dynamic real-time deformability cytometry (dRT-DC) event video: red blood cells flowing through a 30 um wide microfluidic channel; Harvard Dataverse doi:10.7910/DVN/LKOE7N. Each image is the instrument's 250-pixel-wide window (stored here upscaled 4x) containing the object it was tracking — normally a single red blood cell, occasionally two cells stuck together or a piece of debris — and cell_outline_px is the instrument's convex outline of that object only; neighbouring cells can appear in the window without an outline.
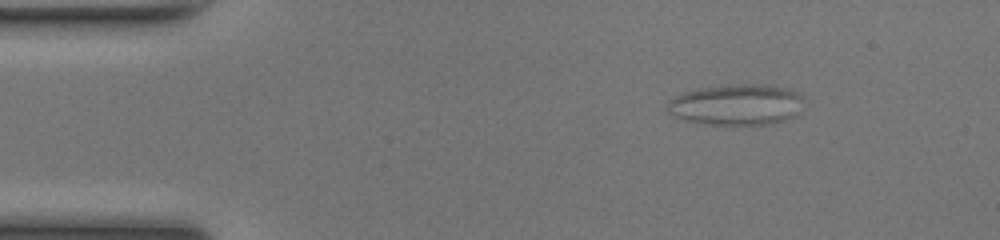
{"species": "common noctule bat (a hibernating species)", "species_latin": "Nyctalus noctula", "temperature_condition": "room temperature", "stored_images_in_passage": 52, "camera_frame_rate_fps": 3000, "um_per_image_px": 0.085, "animal": {"sex": "female", "body_mass_g": 17.0, "forearm_length_mm": 48.0}, "frame": {"image": 1, "passage_image": 7, "time_ms": 2.0, "image_size_px": [1000, 240], "cell_outline_px": [[800, 112], [796, 116], [788, 120], [772, 124], [704, 124], [684, 120], [668, 112], [668, 100], [684, 92], [704, 88], [744, 84], [764, 84], [788, 88], [800, 92]], "centroid_in_image_um": [62.64, 8.91], "position_along_channel_um": 22.4, "area_um2": 32.37}}
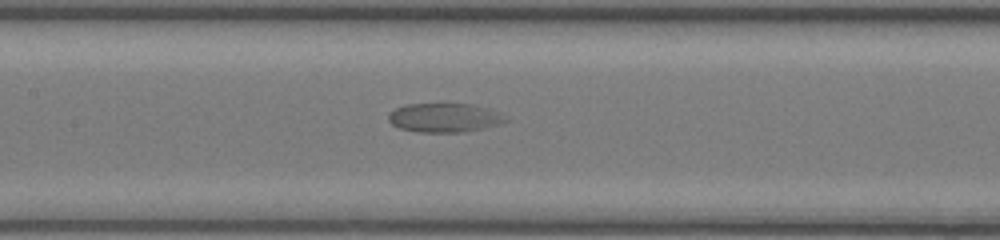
{"frame": {"image": 2, "passage_image": 24, "time_ms": 7.667, "image_size_px": [1000, 240], "cell_outline_px": [[508, 120], [500, 124], [484, 128], [460, 132], [416, 132], [400, 128], [392, 124], [388, 120], [388, 116], [396, 108], [408, 104], [472, 104], [488, 108], [500, 112]], "centroid_in_image_um": [37.8, 10.01], "position_along_channel_um": 169.6, "area_um2": 19.71}}
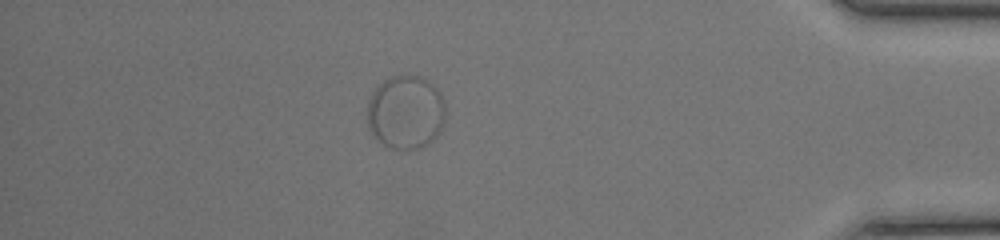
{"frame": {"image": 3, "passage_image": 45, "time_ms": 14.667, "image_size_px": [1000, 240], "cell_outline_px": [[444, 124], [436, 136], [428, 144], [420, 148], [388, 148], [368, 128], [368, 100], [372, 92], [384, 80], [392, 76], [420, 76], [428, 80], [440, 92], [444, 100]], "centroid_in_image_um": [34.5, 9.52], "position_along_channel_um": 400.7, "area_um2": 33.35}}